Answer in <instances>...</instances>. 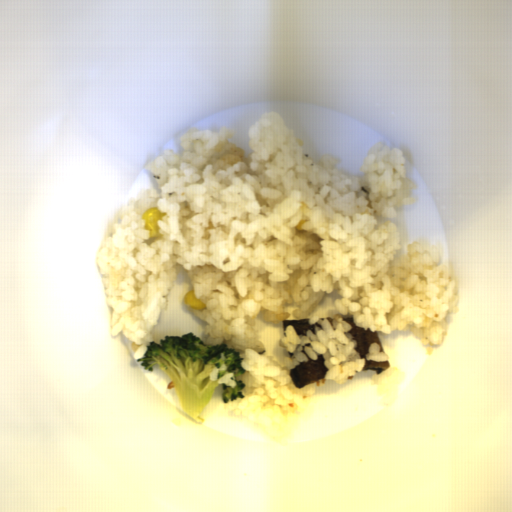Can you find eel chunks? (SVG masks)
<instances>
[{
  "label": "eel chunks",
  "instance_id": "obj_1",
  "mask_svg": "<svg viewBox=\"0 0 512 512\" xmlns=\"http://www.w3.org/2000/svg\"><path fill=\"white\" fill-rule=\"evenodd\" d=\"M342 319L344 322H348L352 326L351 330L347 332L352 334L353 340L356 341L357 347L355 350L359 353V358L365 359L362 371L368 372V370H374L378 375H380L384 371L390 369L391 365L387 360L374 361L366 359V354L369 353V346L371 343H378L380 352H384L385 350L377 331L371 332L369 328H366L365 330L364 327L357 326L354 322L353 316H344Z\"/></svg>",
  "mask_w": 512,
  "mask_h": 512
},
{
  "label": "eel chunks",
  "instance_id": "obj_3",
  "mask_svg": "<svg viewBox=\"0 0 512 512\" xmlns=\"http://www.w3.org/2000/svg\"><path fill=\"white\" fill-rule=\"evenodd\" d=\"M288 325H291L294 327V330L298 336H307V331L310 330L312 334L316 335L315 327H318L321 329V324L318 322H315L314 324H309V319L307 318H301L298 320L294 319H284L281 323L282 328V334L286 336V327Z\"/></svg>",
  "mask_w": 512,
  "mask_h": 512
},
{
  "label": "eel chunks",
  "instance_id": "obj_2",
  "mask_svg": "<svg viewBox=\"0 0 512 512\" xmlns=\"http://www.w3.org/2000/svg\"><path fill=\"white\" fill-rule=\"evenodd\" d=\"M311 346L306 343L301 347V352L307 358L306 361L297 363L294 367L289 369V375L297 388H303L304 386L322 380L325 378L328 368L325 365V358L322 354H317V360L311 359L305 352L304 348Z\"/></svg>",
  "mask_w": 512,
  "mask_h": 512
}]
</instances>
